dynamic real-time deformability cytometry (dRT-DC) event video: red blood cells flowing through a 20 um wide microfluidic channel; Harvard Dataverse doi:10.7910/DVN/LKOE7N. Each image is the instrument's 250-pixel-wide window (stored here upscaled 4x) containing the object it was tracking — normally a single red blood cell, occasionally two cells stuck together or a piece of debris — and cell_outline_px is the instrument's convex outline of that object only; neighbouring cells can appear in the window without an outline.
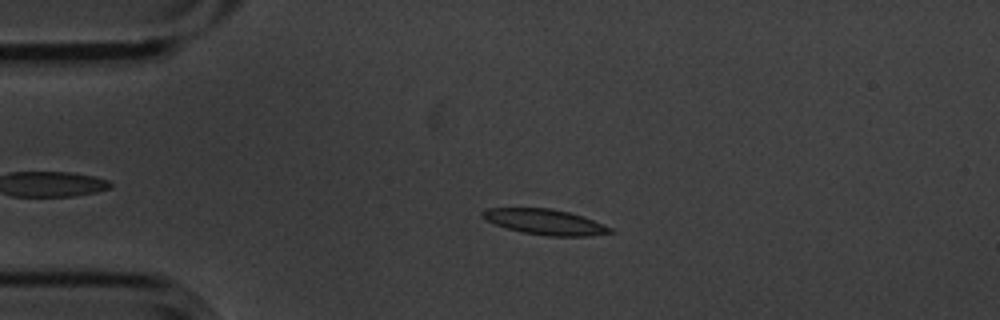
{"species": "common noctule bat (a hibernating species)", "species_latin": "Nyctalus noctula", "temperature_condition": "cold", "stored_images_in_passage": 4, "camera_frame_rate_fps": 3000, "um_per_image_px": 0.085, "animal": {"sex": "male", "body_mass_g": 20.1, "forearm_length_mm": 53.5}, "frame": {"image": 1, "passage_image": 3, "time_ms": 0.667, "image_size_px": [1000, 320], "cell_outline_px": [[616, 232], [588, 236], [548, 236], [524, 232], [504, 228], [484, 220], [480, 216], [480, 212], [488, 208], [552, 208], [584, 216], [612, 228]], "centroid_in_image_um": [46.3, 18.86], "position_along_channel_um": 38.7, "area_um2": 19.13}}